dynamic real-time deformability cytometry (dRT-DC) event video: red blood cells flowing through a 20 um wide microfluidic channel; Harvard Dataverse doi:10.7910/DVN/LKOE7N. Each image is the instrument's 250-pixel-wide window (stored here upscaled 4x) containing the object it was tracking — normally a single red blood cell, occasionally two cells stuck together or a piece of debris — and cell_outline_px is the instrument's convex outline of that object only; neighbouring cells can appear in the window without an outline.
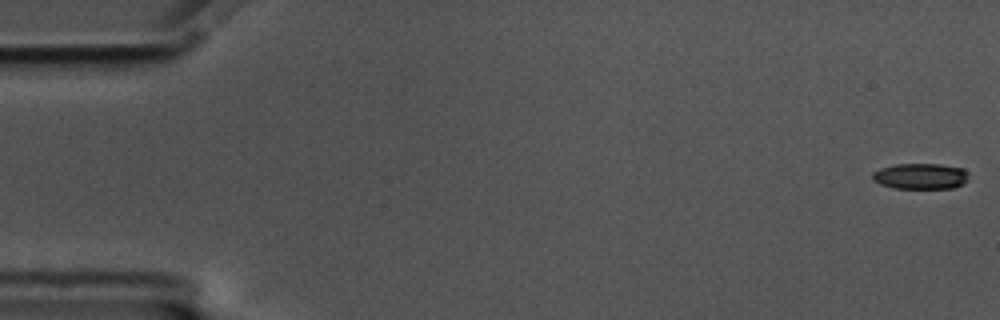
{"species": "common noctule bat (a hibernating species)", "species_latin": "Nyctalus noctula", "temperature_condition": "cold", "stored_images_in_passage": 55, "camera_frame_rate_fps": 3000, "um_per_image_px": 0.085, "animal": {"sex": "male", "body_mass_g": 17.5, "forearm_length_mm": 52.3}, "frame": {"image": 1, "passage_image": 1, "time_ms": 0.0, "image_size_px": [1000, 320], "cell_outline_px": [[968, 180], [964, 184], [952, 188], [892, 188], [880, 184], [872, 180], [872, 172], [880, 168], [896, 164], [940, 164], [964, 168], [968, 172]], "centroid_in_image_um": [78.26, 14.97], "position_along_channel_um": 6.7, "area_um2": 14.68}}
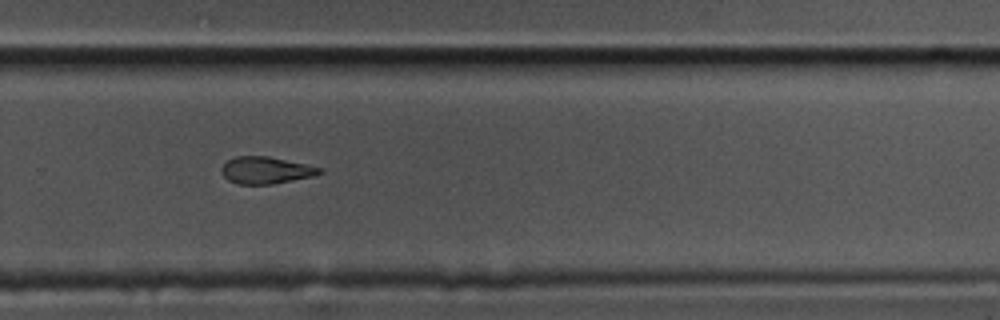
{"frame": {"image": 2, "passage_image": 39, "time_ms": 12.667, "image_size_px": [1000, 320], "cell_outline_px": [[324, 172], [312, 176], [272, 184], [240, 184], [228, 180], [220, 172], [220, 168], [228, 160], [236, 156], [268, 156], [304, 164], [320, 168]], "centroid_in_image_um": [22.55, 14.47], "position_along_channel_um": 307.3, "area_um2": 15.2}}
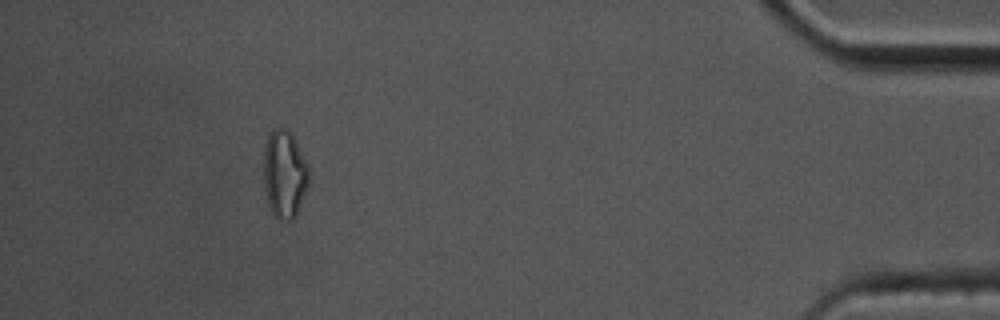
{"frame": {"image": 3, "passage_image": 53, "time_ms": 17.333, "image_size_px": [1000, 320], "cell_outline_px": [[308, 184], [296, 216], [292, 220], [280, 220], [272, 212], [268, 204], [264, 188], [264, 148], [268, 136], [272, 128], [284, 128], [292, 136], [308, 164]], "centroid_in_image_um": [24.16, 14.82], "position_along_channel_um": 411.0, "area_um2": 22.89}, "authors_computed_cell_mechanics": {"area_um2": 16.2996, "velocity_mm_per_s": 3.4949, "shape_relaxation_time_tau1_ms": 4.8721, "shape_relaxation_time_tau2_ms": null, "deformation_change_tau1": 0.164, "deformation_change_tau2": null}}